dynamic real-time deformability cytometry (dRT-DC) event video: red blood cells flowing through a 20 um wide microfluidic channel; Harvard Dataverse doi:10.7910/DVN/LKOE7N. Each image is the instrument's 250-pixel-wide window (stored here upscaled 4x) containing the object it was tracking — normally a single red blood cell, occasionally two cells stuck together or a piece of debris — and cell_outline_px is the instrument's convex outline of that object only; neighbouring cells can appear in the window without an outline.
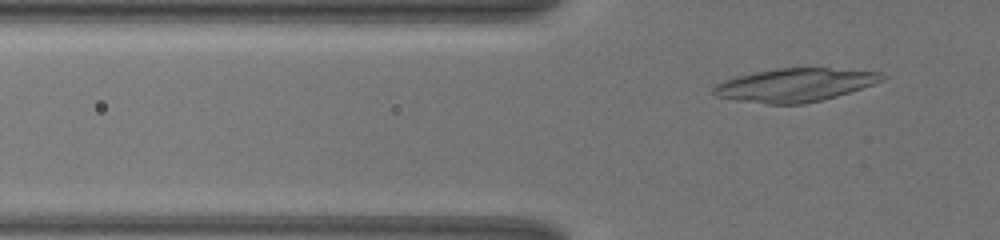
{"species": "common noctule bat (a hibernating species)", "species_latin": "Nyctalus noctula", "temperature_condition": "warm", "stored_images_in_passage": 60, "camera_frame_rate_fps": 3000, "um_per_image_px": 0.085, "animal": {"sex": "female", "body_mass_g": 19.5, "forearm_length_mm": 54.1}, "frame": {"image": 1, "passage_image": 16, "time_ms": 5.0, "image_size_px": [1000, 240], "cell_outline_px": [[884, 80], [836, 96], [804, 104], [768, 104], [740, 100], [716, 96], [712, 92], [712, 88], [716, 84], [724, 80], [736, 76], [776, 68], [828, 68], [880, 72], [884, 76]], "centroid_in_image_um": [67.53, 7.22], "position_along_channel_um": 58.3, "area_um2": 32.25}}
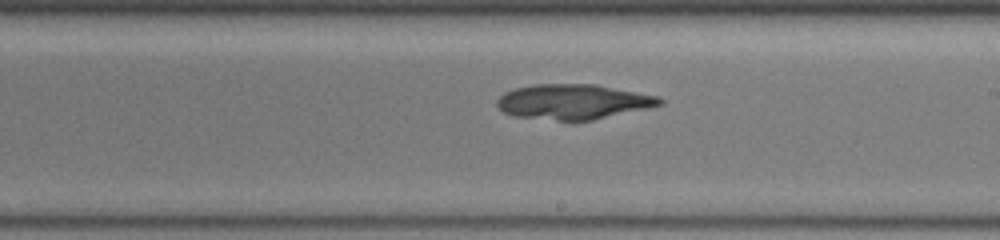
{"frame": {"image": 2, "passage_image": 35, "time_ms": 11.333, "image_size_px": [1000, 240], "cell_outline_px": [[664, 104], [592, 120], [560, 120], [512, 116], [504, 112], [496, 104], [496, 100], [504, 92], [516, 88], [532, 84], [596, 84], [660, 96], [664, 100]], "centroid_in_image_um": [48.73, 8.63], "position_along_channel_um": 240.3, "area_um2": 33.18}}
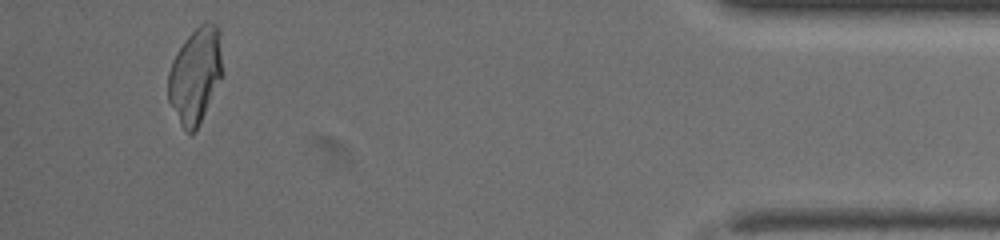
{"frame": {"image": 3, "passage_image": 58, "time_ms": 19.0, "image_size_px": [1000, 240], "cell_outline_px": [[224, 72], [200, 124], [192, 132], [184, 132], [168, 100], [168, 72], [172, 60], [188, 36], [204, 20], [208, 20], [216, 24], [220, 28]], "centroid_in_image_um": [16.64, 6.37], "position_along_channel_um": 418.6, "area_um2": 30.69}}